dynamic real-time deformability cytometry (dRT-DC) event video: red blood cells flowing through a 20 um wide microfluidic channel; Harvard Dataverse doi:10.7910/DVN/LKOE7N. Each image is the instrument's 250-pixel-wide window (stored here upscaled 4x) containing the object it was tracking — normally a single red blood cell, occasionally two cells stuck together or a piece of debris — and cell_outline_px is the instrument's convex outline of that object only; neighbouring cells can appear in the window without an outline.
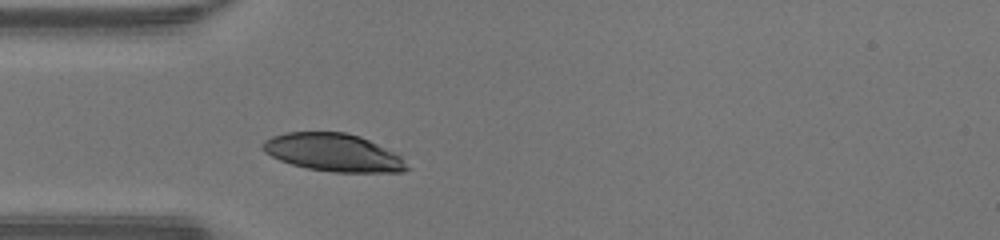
{"species": "human", "species_latin": "Homo sapiens", "temperature_condition": "warm", "stored_images_in_passage": 26, "camera_frame_rate_fps": 3000, "um_per_image_px": 0.085, "donor": {"sex": "male"}, "frame": {"image": 1, "passage_image": 1, "time_ms": 0.0, "image_size_px": [1000, 240], "cell_outline_px": [[412, 168], [404, 172], [332, 172], [308, 168], [292, 164], [280, 160], [264, 152], [260, 148], [260, 144], [264, 140], [272, 136], [288, 132], [344, 132], [360, 136], [396, 152]], "centroid_in_image_um": [28.35, 12.97], "position_along_channel_um": 56.6, "area_um2": 31.96}}
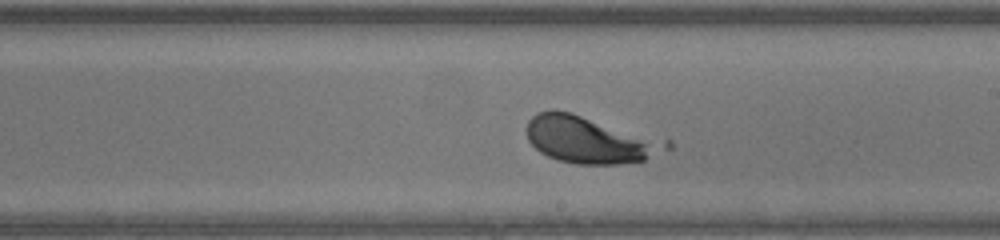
{"frame": {"image": 2, "passage_image": 14, "time_ms": 4.333, "image_size_px": [1000, 240], "cell_outline_px": [[672, 148], [644, 160], [616, 164], [576, 164], [560, 160], [548, 156], [540, 152], [528, 140], [528, 120], [536, 112], [552, 108], [572, 112], [672, 140]], "centroid_in_image_um": [50.2, 11.85], "position_along_channel_um": 238.8, "area_um2": 38.96}}
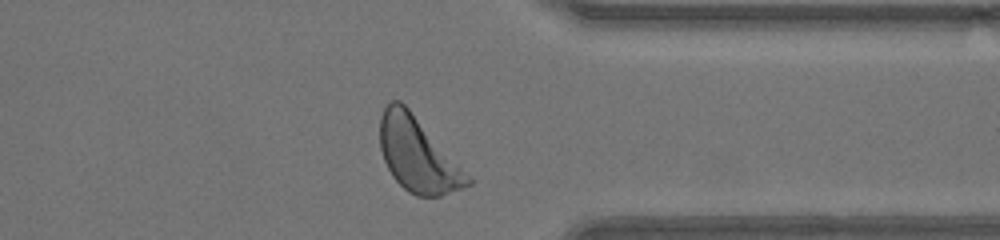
{"frame": {"image": 3, "passage_image": 24, "time_ms": 7.667, "image_size_px": [1000, 240], "cell_outline_px": [[472, 184], [440, 196], [416, 196], [408, 192], [392, 176], [384, 160], [380, 148], [380, 116], [384, 108], [392, 100], [400, 100], [408, 108], [472, 180]], "centroid_in_image_um": [35.46, 13.16], "position_along_channel_um": 375.9, "area_um2": 36.93}}